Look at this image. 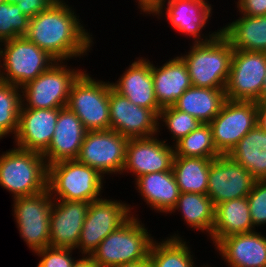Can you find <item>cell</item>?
Listing matches in <instances>:
<instances>
[{
    "label": "cell",
    "instance_id": "17",
    "mask_svg": "<svg viewBox=\"0 0 266 267\" xmlns=\"http://www.w3.org/2000/svg\"><path fill=\"white\" fill-rule=\"evenodd\" d=\"M155 135L148 138L129 139L125 165L121 175L130 173L138 177L152 172L172 170L174 146L167 139ZM170 144V145H169Z\"/></svg>",
    "mask_w": 266,
    "mask_h": 267
},
{
    "label": "cell",
    "instance_id": "32",
    "mask_svg": "<svg viewBox=\"0 0 266 267\" xmlns=\"http://www.w3.org/2000/svg\"><path fill=\"white\" fill-rule=\"evenodd\" d=\"M175 156L215 159L221 155L213 142L209 124H201L174 145Z\"/></svg>",
    "mask_w": 266,
    "mask_h": 267
},
{
    "label": "cell",
    "instance_id": "27",
    "mask_svg": "<svg viewBox=\"0 0 266 267\" xmlns=\"http://www.w3.org/2000/svg\"><path fill=\"white\" fill-rule=\"evenodd\" d=\"M226 100L225 89L191 86L173 106L193 116L201 123L209 124L220 112Z\"/></svg>",
    "mask_w": 266,
    "mask_h": 267
},
{
    "label": "cell",
    "instance_id": "25",
    "mask_svg": "<svg viewBox=\"0 0 266 267\" xmlns=\"http://www.w3.org/2000/svg\"><path fill=\"white\" fill-rule=\"evenodd\" d=\"M255 230L247 197L228 200L215 206L214 225L210 237L214 246L228 236Z\"/></svg>",
    "mask_w": 266,
    "mask_h": 267
},
{
    "label": "cell",
    "instance_id": "26",
    "mask_svg": "<svg viewBox=\"0 0 266 267\" xmlns=\"http://www.w3.org/2000/svg\"><path fill=\"white\" fill-rule=\"evenodd\" d=\"M224 25L221 33L233 49L266 52V15L246 16Z\"/></svg>",
    "mask_w": 266,
    "mask_h": 267
},
{
    "label": "cell",
    "instance_id": "10",
    "mask_svg": "<svg viewBox=\"0 0 266 267\" xmlns=\"http://www.w3.org/2000/svg\"><path fill=\"white\" fill-rule=\"evenodd\" d=\"M135 206L127 204L125 201L117 199L101 198L92 201L89 205L84 224L81 229L79 243L75 250L79 254L91 256L97 249L100 242L111 232L117 230L132 215Z\"/></svg>",
    "mask_w": 266,
    "mask_h": 267
},
{
    "label": "cell",
    "instance_id": "37",
    "mask_svg": "<svg viewBox=\"0 0 266 267\" xmlns=\"http://www.w3.org/2000/svg\"><path fill=\"white\" fill-rule=\"evenodd\" d=\"M75 249L45 247L34 254L40 258L36 267H72L75 257L72 253Z\"/></svg>",
    "mask_w": 266,
    "mask_h": 267
},
{
    "label": "cell",
    "instance_id": "8",
    "mask_svg": "<svg viewBox=\"0 0 266 267\" xmlns=\"http://www.w3.org/2000/svg\"><path fill=\"white\" fill-rule=\"evenodd\" d=\"M86 70L73 83L67 107L87 131L109 130V81L95 79Z\"/></svg>",
    "mask_w": 266,
    "mask_h": 267
},
{
    "label": "cell",
    "instance_id": "23",
    "mask_svg": "<svg viewBox=\"0 0 266 267\" xmlns=\"http://www.w3.org/2000/svg\"><path fill=\"white\" fill-rule=\"evenodd\" d=\"M154 93L161 108L173 106L181 95L192 86L187 66L180 56L168 59L162 66L151 62Z\"/></svg>",
    "mask_w": 266,
    "mask_h": 267
},
{
    "label": "cell",
    "instance_id": "38",
    "mask_svg": "<svg viewBox=\"0 0 266 267\" xmlns=\"http://www.w3.org/2000/svg\"><path fill=\"white\" fill-rule=\"evenodd\" d=\"M56 0H6L9 4H15L29 19L45 11Z\"/></svg>",
    "mask_w": 266,
    "mask_h": 267
},
{
    "label": "cell",
    "instance_id": "24",
    "mask_svg": "<svg viewBox=\"0 0 266 267\" xmlns=\"http://www.w3.org/2000/svg\"><path fill=\"white\" fill-rule=\"evenodd\" d=\"M133 182L138 195L151 208L150 210L159 214H169L181 193L172 170L147 173Z\"/></svg>",
    "mask_w": 266,
    "mask_h": 267
},
{
    "label": "cell",
    "instance_id": "19",
    "mask_svg": "<svg viewBox=\"0 0 266 267\" xmlns=\"http://www.w3.org/2000/svg\"><path fill=\"white\" fill-rule=\"evenodd\" d=\"M90 202L54 200L50 214V247L75 249Z\"/></svg>",
    "mask_w": 266,
    "mask_h": 267
},
{
    "label": "cell",
    "instance_id": "12",
    "mask_svg": "<svg viewBox=\"0 0 266 267\" xmlns=\"http://www.w3.org/2000/svg\"><path fill=\"white\" fill-rule=\"evenodd\" d=\"M212 10L213 6L208 0H164L150 16L159 20L166 17L170 26L178 33L192 38V43H203L221 33V28L217 32L202 33L211 20Z\"/></svg>",
    "mask_w": 266,
    "mask_h": 267
},
{
    "label": "cell",
    "instance_id": "43",
    "mask_svg": "<svg viewBox=\"0 0 266 267\" xmlns=\"http://www.w3.org/2000/svg\"><path fill=\"white\" fill-rule=\"evenodd\" d=\"M113 267H151V266L149 263V259H146L135 263L120 264Z\"/></svg>",
    "mask_w": 266,
    "mask_h": 267
},
{
    "label": "cell",
    "instance_id": "44",
    "mask_svg": "<svg viewBox=\"0 0 266 267\" xmlns=\"http://www.w3.org/2000/svg\"><path fill=\"white\" fill-rule=\"evenodd\" d=\"M260 103H266V77L263 81L262 91L260 94Z\"/></svg>",
    "mask_w": 266,
    "mask_h": 267
},
{
    "label": "cell",
    "instance_id": "1",
    "mask_svg": "<svg viewBox=\"0 0 266 267\" xmlns=\"http://www.w3.org/2000/svg\"><path fill=\"white\" fill-rule=\"evenodd\" d=\"M66 1L56 0L31 18L25 37L57 61L69 62L70 59L86 57L93 50L94 37Z\"/></svg>",
    "mask_w": 266,
    "mask_h": 267
},
{
    "label": "cell",
    "instance_id": "34",
    "mask_svg": "<svg viewBox=\"0 0 266 267\" xmlns=\"http://www.w3.org/2000/svg\"><path fill=\"white\" fill-rule=\"evenodd\" d=\"M159 134L163 126L168 129L171 134L172 145L178 142L181 138L187 136L191 131L197 129L202 123L189 115L176 109L174 106L162 108L159 112ZM164 124V125H163Z\"/></svg>",
    "mask_w": 266,
    "mask_h": 267
},
{
    "label": "cell",
    "instance_id": "9",
    "mask_svg": "<svg viewBox=\"0 0 266 267\" xmlns=\"http://www.w3.org/2000/svg\"><path fill=\"white\" fill-rule=\"evenodd\" d=\"M54 199L48 189L13 199L12 215L20 237L33 253L50 246V214Z\"/></svg>",
    "mask_w": 266,
    "mask_h": 267
},
{
    "label": "cell",
    "instance_id": "20",
    "mask_svg": "<svg viewBox=\"0 0 266 267\" xmlns=\"http://www.w3.org/2000/svg\"><path fill=\"white\" fill-rule=\"evenodd\" d=\"M87 130L67 106L59 111L54 135L42 153L47 166L64 160H76Z\"/></svg>",
    "mask_w": 266,
    "mask_h": 267
},
{
    "label": "cell",
    "instance_id": "21",
    "mask_svg": "<svg viewBox=\"0 0 266 267\" xmlns=\"http://www.w3.org/2000/svg\"><path fill=\"white\" fill-rule=\"evenodd\" d=\"M112 88L135 105L150 110H161L154 93L151 61L138 57L126 67L118 80L110 82Z\"/></svg>",
    "mask_w": 266,
    "mask_h": 267
},
{
    "label": "cell",
    "instance_id": "31",
    "mask_svg": "<svg viewBox=\"0 0 266 267\" xmlns=\"http://www.w3.org/2000/svg\"><path fill=\"white\" fill-rule=\"evenodd\" d=\"M213 159L174 156L172 171L181 193L207 194L209 168Z\"/></svg>",
    "mask_w": 266,
    "mask_h": 267
},
{
    "label": "cell",
    "instance_id": "42",
    "mask_svg": "<svg viewBox=\"0 0 266 267\" xmlns=\"http://www.w3.org/2000/svg\"><path fill=\"white\" fill-rule=\"evenodd\" d=\"M81 258L76 259L72 267H97L91 256L81 255Z\"/></svg>",
    "mask_w": 266,
    "mask_h": 267
},
{
    "label": "cell",
    "instance_id": "16",
    "mask_svg": "<svg viewBox=\"0 0 266 267\" xmlns=\"http://www.w3.org/2000/svg\"><path fill=\"white\" fill-rule=\"evenodd\" d=\"M255 181L250 172L229 155H219L210 164L207 195L215 207L228 200L247 197Z\"/></svg>",
    "mask_w": 266,
    "mask_h": 267
},
{
    "label": "cell",
    "instance_id": "35",
    "mask_svg": "<svg viewBox=\"0 0 266 267\" xmlns=\"http://www.w3.org/2000/svg\"><path fill=\"white\" fill-rule=\"evenodd\" d=\"M30 19L17 5L6 1L0 3V43L6 40L25 36Z\"/></svg>",
    "mask_w": 266,
    "mask_h": 267
},
{
    "label": "cell",
    "instance_id": "36",
    "mask_svg": "<svg viewBox=\"0 0 266 267\" xmlns=\"http://www.w3.org/2000/svg\"><path fill=\"white\" fill-rule=\"evenodd\" d=\"M247 199L254 228L266 225V180H256Z\"/></svg>",
    "mask_w": 266,
    "mask_h": 267
},
{
    "label": "cell",
    "instance_id": "30",
    "mask_svg": "<svg viewBox=\"0 0 266 267\" xmlns=\"http://www.w3.org/2000/svg\"><path fill=\"white\" fill-rule=\"evenodd\" d=\"M174 233L161 241L154 240L149 252L151 267H198L186 239ZM200 267V266H199Z\"/></svg>",
    "mask_w": 266,
    "mask_h": 267
},
{
    "label": "cell",
    "instance_id": "22",
    "mask_svg": "<svg viewBox=\"0 0 266 267\" xmlns=\"http://www.w3.org/2000/svg\"><path fill=\"white\" fill-rule=\"evenodd\" d=\"M257 230L223 238L214 249L228 267H266V235Z\"/></svg>",
    "mask_w": 266,
    "mask_h": 267
},
{
    "label": "cell",
    "instance_id": "29",
    "mask_svg": "<svg viewBox=\"0 0 266 267\" xmlns=\"http://www.w3.org/2000/svg\"><path fill=\"white\" fill-rule=\"evenodd\" d=\"M175 212L181 213L188 228L208 234L207 237H211L215 207L207 194L180 193L175 207L169 214Z\"/></svg>",
    "mask_w": 266,
    "mask_h": 267
},
{
    "label": "cell",
    "instance_id": "5",
    "mask_svg": "<svg viewBox=\"0 0 266 267\" xmlns=\"http://www.w3.org/2000/svg\"><path fill=\"white\" fill-rule=\"evenodd\" d=\"M106 178L77 160L48 166L47 189L54 200L92 202L102 198Z\"/></svg>",
    "mask_w": 266,
    "mask_h": 267
},
{
    "label": "cell",
    "instance_id": "15",
    "mask_svg": "<svg viewBox=\"0 0 266 267\" xmlns=\"http://www.w3.org/2000/svg\"><path fill=\"white\" fill-rule=\"evenodd\" d=\"M110 129L128 139L148 138L159 133V112L131 103L109 81Z\"/></svg>",
    "mask_w": 266,
    "mask_h": 267
},
{
    "label": "cell",
    "instance_id": "41",
    "mask_svg": "<svg viewBox=\"0 0 266 267\" xmlns=\"http://www.w3.org/2000/svg\"><path fill=\"white\" fill-rule=\"evenodd\" d=\"M257 125L266 133V103H257Z\"/></svg>",
    "mask_w": 266,
    "mask_h": 267
},
{
    "label": "cell",
    "instance_id": "13",
    "mask_svg": "<svg viewBox=\"0 0 266 267\" xmlns=\"http://www.w3.org/2000/svg\"><path fill=\"white\" fill-rule=\"evenodd\" d=\"M266 77V52L234 49L225 94L228 100L260 103Z\"/></svg>",
    "mask_w": 266,
    "mask_h": 267
},
{
    "label": "cell",
    "instance_id": "7",
    "mask_svg": "<svg viewBox=\"0 0 266 267\" xmlns=\"http://www.w3.org/2000/svg\"><path fill=\"white\" fill-rule=\"evenodd\" d=\"M66 63V64H65ZM57 61L21 88V108L54 109L67 106L73 83L85 71Z\"/></svg>",
    "mask_w": 266,
    "mask_h": 267
},
{
    "label": "cell",
    "instance_id": "3",
    "mask_svg": "<svg viewBox=\"0 0 266 267\" xmlns=\"http://www.w3.org/2000/svg\"><path fill=\"white\" fill-rule=\"evenodd\" d=\"M149 231V232H148ZM155 240L137 214L107 235L91 254L97 267H113L149 258Z\"/></svg>",
    "mask_w": 266,
    "mask_h": 267
},
{
    "label": "cell",
    "instance_id": "2",
    "mask_svg": "<svg viewBox=\"0 0 266 267\" xmlns=\"http://www.w3.org/2000/svg\"><path fill=\"white\" fill-rule=\"evenodd\" d=\"M234 49L220 33L208 42L192 43L179 56L185 62L192 86L225 89Z\"/></svg>",
    "mask_w": 266,
    "mask_h": 267
},
{
    "label": "cell",
    "instance_id": "6",
    "mask_svg": "<svg viewBox=\"0 0 266 267\" xmlns=\"http://www.w3.org/2000/svg\"><path fill=\"white\" fill-rule=\"evenodd\" d=\"M56 62L25 36L0 43V81L16 87L22 88Z\"/></svg>",
    "mask_w": 266,
    "mask_h": 267
},
{
    "label": "cell",
    "instance_id": "4",
    "mask_svg": "<svg viewBox=\"0 0 266 267\" xmlns=\"http://www.w3.org/2000/svg\"><path fill=\"white\" fill-rule=\"evenodd\" d=\"M48 166L42 153L13 148L0 153V186L16 197L47 190Z\"/></svg>",
    "mask_w": 266,
    "mask_h": 267
},
{
    "label": "cell",
    "instance_id": "45",
    "mask_svg": "<svg viewBox=\"0 0 266 267\" xmlns=\"http://www.w3.org/2000/svg\"><path fill=\"white\" fill-rule=\"evenodd\" d=\"M200 267H212L211 265L209 266L208 264H203L202 266H200ZM214 267V266H213Z\"/></svg>",
    "mask_w": 266,
    "mask_h": 267
},
{
    "label": "cell",
    "instance_id": "11",
    "mask_svg": "<svg viewBox=\"0 0 266 267\" xmlns=\"http://www.w3.org/2000/svg\"><path fill=\"white\" fill-rule=\"evenodd\" d=\"M129 139L114 130L87 131L76 160L105 175H121Z\"/></svg>",
    "mask_w": 266,
    "mask_h": 267
},
{
    "label": "cell",
    "instance_id": "40",
    "mask_svg": "<svg viewBox=\"0 0 266 267\" xmlns=\"http://www.w3.org/2000/svg\"><path fill=\"white\" fill-rule=\"evenodd\" d=\"M137 3L138 9H140V14L150 16L164 0H134Z\"/></svg>",
    "mask_w": 266,
    "mask_h": 267
},
{
    "label": "cell",
    "instance_id": "18",
    "mask_svg": "<svg viewBox=\"0 0 266 267\" xmlns=\"http://www.w3.org/2000/svg\"><path fill=\"white\" fill-rule=\"evenodd\" d=\"M60 109L20 108L18 130L13 138L16 147L43 153L53 138Z\"/></svg>",
    "mask_w": 266,
    "mask_h": 267
},
{
    "label": "cell",
    "instance_id": "14",
    "mask_svg": "<svg viewBox=\"0 0 266 267\" xmlns=\"http://www.w3.org/2000/svg\"><path fill=\"white\" fill-rule=\"evenodd\" d=\"M209 125L217 151L221 155H228L257 125V102L227 99Z\"/></svg>",
    "mask_w": 266,
    "mask_h": 267
},
{
    "label": "cell",
    "instance_id": "39",
    "mask_svg": "<svg viewBox=\"0 0 266 267\" xmlns=\"http://www.w3.org/2000/svg\"><path fill=\"white\" fill-rule=\"evenodd\" d=\"M235 6L241 15L264 16L266 15V0H237Z\"/></svg>",
    "mask_w": 266,
    "mask_h": 267
},
{
    "label": "cell",
    "instance_id": "28",
    "mask_svg": "<svg viewBox=\"0 0 266 267\" xmlns=\"http://www.w3.org/2000/svg\"><path fill=\"white\" fill-rule=\"evenodd\" d=\"M256 180H266V133L256 125L229 152Z\"/></svg>",
    "mask_w": 266,
    "mask_h": 267
},
{
    "label": "cell",
    "instance_id": "33",
    "mask_svg": "<svg viewBox=\"0 0 266 267\" xmlns=\"http://www.w3.org/2000/svg\"><path fill=\"white\" fill-rule=\"evenodd\" d=\"M21 105V88L0 81V140L15 137Z\"/></svg>",
    "mask_w": 266,
    "mask_h": 267
}]
</instances>
